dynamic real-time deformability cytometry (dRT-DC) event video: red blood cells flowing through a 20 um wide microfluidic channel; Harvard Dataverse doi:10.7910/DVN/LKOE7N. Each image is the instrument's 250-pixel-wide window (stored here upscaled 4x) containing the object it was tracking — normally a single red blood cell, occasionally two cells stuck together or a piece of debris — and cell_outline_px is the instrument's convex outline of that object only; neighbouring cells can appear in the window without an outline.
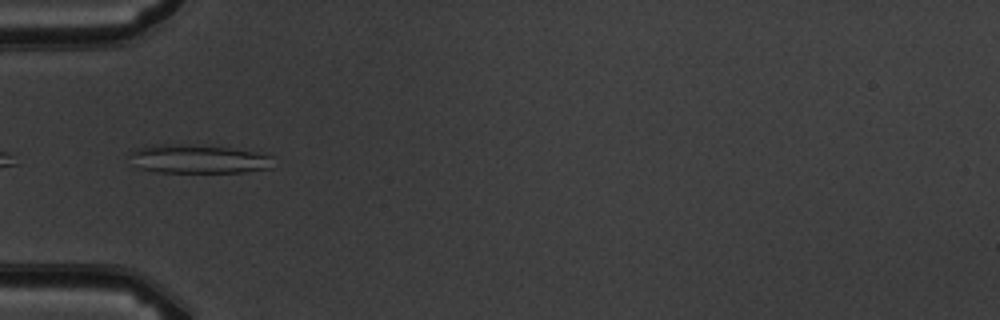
{"species": "common noctule bat (a hibernating species)", "species_latin": "Nyctalus noctula", "temperature_condition": "warm", "stored_images_in_passage": 8, "camera_frame_rate_fps": 3000, "um_per_image_px": 0.085, "animal": {"sex": "male", "body_mass_g": 19.5, "forearm_length_mm": 54.6}, "frame": {"image": 1, "passage_image": 4, "time_ms": 3.667, "image_size_px": [1000, 320], "cell_outline_px": [[272, 168], [244, 172], [156, 172], [140, 168], [128, 152], [136, 148], [148, 144], [188, 144], [232, 148], [272, 156]], "centroid_in_image_um": [16.83, 13.5], "position_along_channel_um": 68.2, "area_um2": 23.99}}
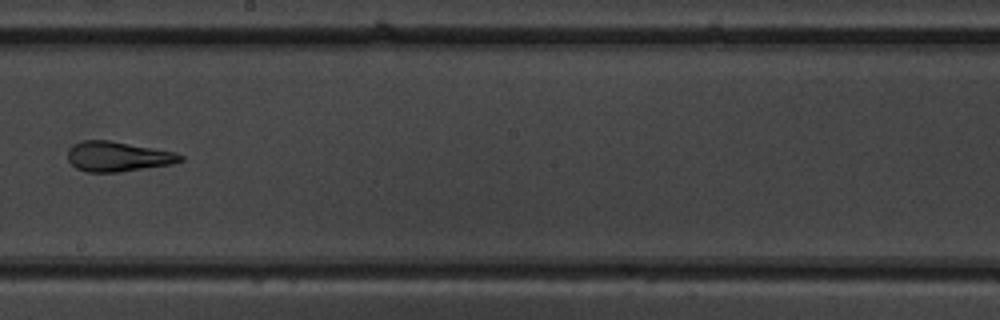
{"frame": {"image": 2, "passage_image": 8, "time_ms": 8.0, "image_size_px": [1000, 320], "cell_outline_px": [[184, 160], [172, 164], [120, 172], [88, 172], [76, 168], [68, 160], [68, 148], [72, 144], [84, 140], [108, 140], [176, 152], [184, 156]], "centroid_in_image_um": [10.01, 13.3], "position_along_channel_um": 238.2, "area_um2": 19.71}}